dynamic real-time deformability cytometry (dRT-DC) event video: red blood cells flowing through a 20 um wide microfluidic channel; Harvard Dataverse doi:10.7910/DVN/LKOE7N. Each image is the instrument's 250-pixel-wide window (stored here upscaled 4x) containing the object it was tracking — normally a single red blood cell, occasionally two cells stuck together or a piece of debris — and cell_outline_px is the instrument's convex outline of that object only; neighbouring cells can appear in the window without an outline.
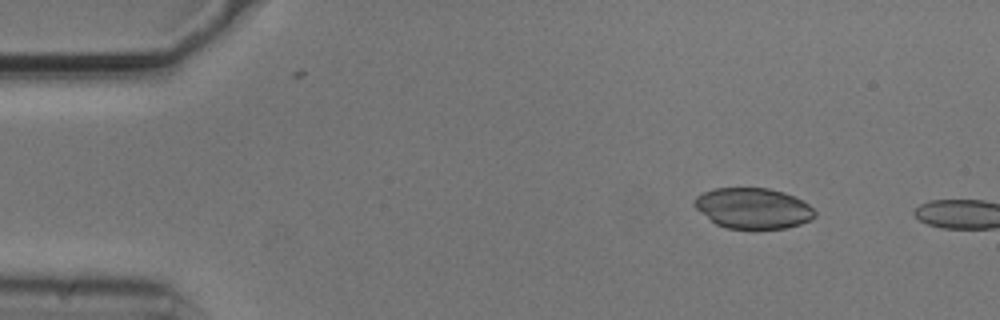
{"species": "common noctule bat (a hibernating species)", "species_latin": "Nyctalus noctula", "temperature_condition": "cold", "stored_images_in_passage": 3, "camera_frame_rate_fps": 3000, "um_per_image_px": 0.085, "animal": {"sex": "male", "body_mass_g": 20.5, "forearm_length_mm": 52.5}, "frame": {"image": 1, "passage_image": 2, "time_ms": 0.333, "image_size_px": [1000, 320], "cell_outline_px": [[816, 216], [812, 220], [800, 224], [784, 228], [724, 228], [716, 224], [696, 208], [692, 204], [692, 200], [696, 196], [704, 192], [716, 188], [768, 188], [784, 192], [808, 204], [816, 212]], "centroid_in_image_um": [64.0, 17.7], "position_along_channel_um": 21.0, "area_um2": 28.38}}